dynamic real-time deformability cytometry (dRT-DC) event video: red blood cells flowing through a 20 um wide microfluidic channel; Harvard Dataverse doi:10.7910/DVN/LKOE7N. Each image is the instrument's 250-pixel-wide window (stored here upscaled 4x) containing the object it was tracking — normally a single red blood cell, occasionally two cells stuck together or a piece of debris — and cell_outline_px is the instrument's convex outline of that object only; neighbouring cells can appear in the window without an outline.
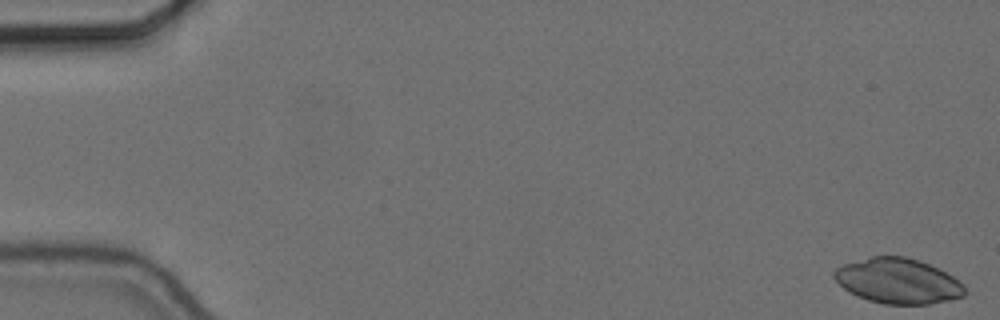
{"species": "common noctule bat (a hibernating species)", "species_latin": "Nyctalus noctula", "temperature_condition": "cold", "stored_images_in_passage": 56, "camera_frame_rate_fps": 3000, "um_per_image_px": 0.085, "animal": {"sex": "female", "body_mass_g": 24.6, "forearm_length_mm": 56.2}, "frame": {"image": 1, "passage_image": 1, "time_ms": 0.0, "image_size_px": [1000, 320], "cell_outline_px": [[964, 296], [948, 300], [928, 304], [884, 304], [868, 300], [856, 296], [848, 292], [832, 276], [832, 272], [836, 268], [844, 264], [872, 256], [904, 256], [920, 260], [940, 268], [964, 284]], "centroid_in_image_um": [76.32, 23.88], "position_along_channel_um": 8.7, "area_um2": 34.51}}